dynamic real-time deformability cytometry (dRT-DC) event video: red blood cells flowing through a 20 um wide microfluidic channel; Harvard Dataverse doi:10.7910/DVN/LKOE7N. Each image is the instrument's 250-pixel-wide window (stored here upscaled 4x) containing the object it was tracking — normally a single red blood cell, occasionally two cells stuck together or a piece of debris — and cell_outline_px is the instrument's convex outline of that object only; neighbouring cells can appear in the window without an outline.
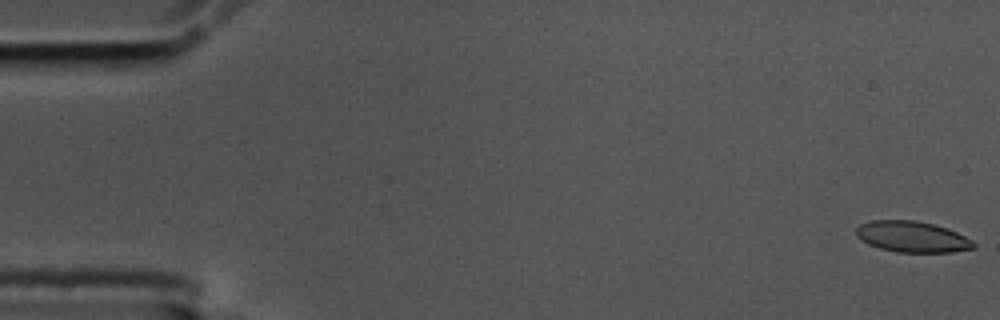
{"species": "common noctule bat (a hibernating species)", "species_latin": "Nyctalus noctula", "temperature_condition": "cold", "stored_images_in_passage": 57, "camera_frame_rate_fps": 3000, "um_per_image_px": 0.085, "animal": {"sex": "male", "body_mass_g": 17.5, "forearm_length_mm": 52.3}, "frame": {"image": 1, "passage_image": 1, "time_ms": 0.0, "image_size_px": [1000, 320], "cell_outline_px": [[976, 248], [952, 252], [896, 252], [880, 248], [868, 244], [860, 240], [856, 236], [856, 228], [860, 224], [872, 220], [916, 220], [948, 228], [972, 240], [976, 244]], "centroid_in_image_um": [77.53, 20.12], "position_along_channel_um": 7.5, "area_um2": 21.33}}
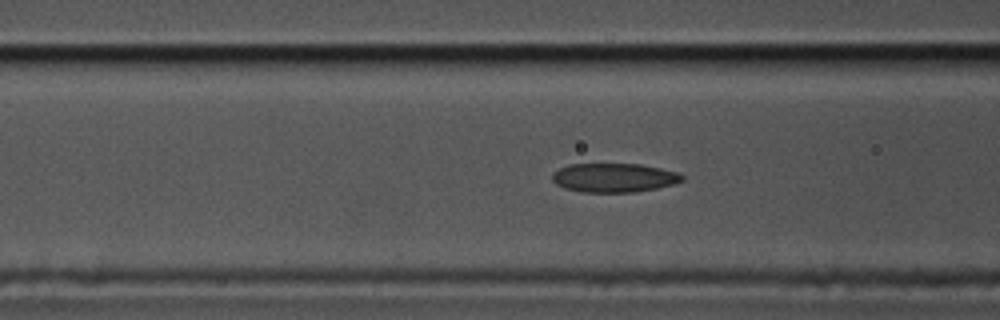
{"frame": {"image": 2, "passage_image": 22, "time_ms": 7.0, "image_size_px": [1000, 320], "cell_outline_px": [[684, 180], [672, 184], [656, 188], [632, 192], [584, 192], [564, 188], [556, 184], [552, 180], [552, 172], [568, 164], [640, 164], [660, 168], [676, 172], [684, 176]], "centroid_in_image_um": [52.16, 15.1], "position_along_channel_um": 114.4, "area_um2": 21.85}}
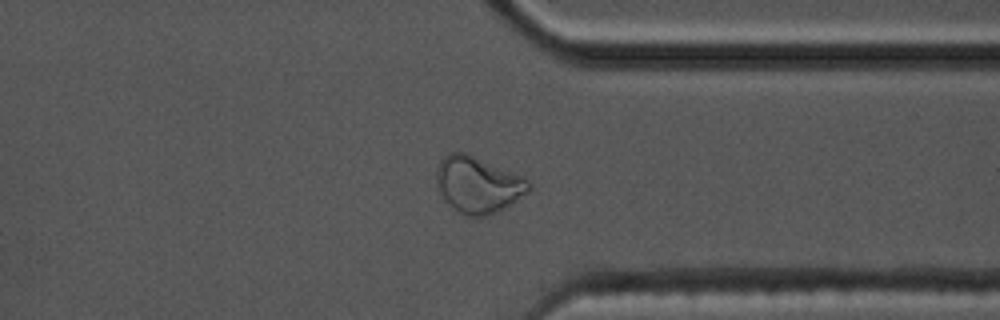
{"frame": {"image": 3, "passage_image": 44, "time_ms": 14.333, "image_size_px": [1000, 320], "cell_outline_px": [[532, 188], [528, 192], [504, 208], [496, 212], [484, 216], [468, 216], [460, 212], [448, 204], [440, 192], [436, 184], [436, 168], [440, 160], [444, 156], [452, 152], [464, 152], [528, 176], [532, 184]], "centroid_in_image_um": [40.67, 15.67], "position_along_channel_um": 370.7, "area_um2": 30.69}, "authors_computed_cell_mechanics": {"area_um2": 22.4264, "velocity_mm_per_s": 3.5219, "shape_relaxation_time_tau1_ms": null, "shape_relaxation_time_tau2_ms": 2.6655, "deformation_change_tau1": null, "deformation_change_tau2": 0.0788}}